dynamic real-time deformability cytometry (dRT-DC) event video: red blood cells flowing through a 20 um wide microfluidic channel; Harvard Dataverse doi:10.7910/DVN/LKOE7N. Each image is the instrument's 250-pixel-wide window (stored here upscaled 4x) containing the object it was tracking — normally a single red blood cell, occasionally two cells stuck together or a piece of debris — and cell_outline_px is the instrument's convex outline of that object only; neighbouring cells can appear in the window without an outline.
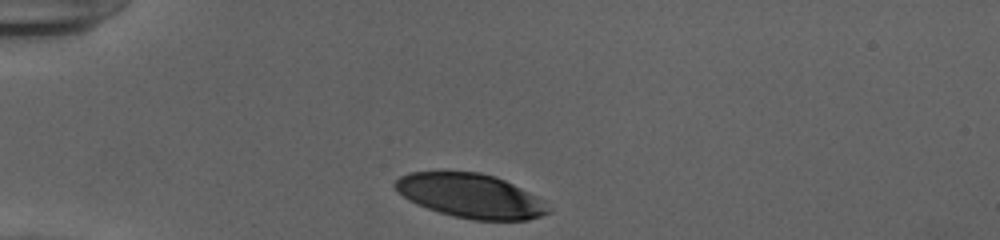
{"species": "human", "species_latin": "Homo sapiens", "temperature_condition": "cold", "stored_images_in_passage": 31, "camera_frame_rate_fps": 3000, "um_per_image_px": 0.085, "donor": {"sex": "female"}, "frame": {"image": 1, "passage_image": 1, "time_ms": 0.0, "image_size_px": [1000, 240], "cell_outline_px": [[552, 212], [528, 220], [472, 220], [440, 212], [428, 208], [408, 200], [392, 184], [400, 176], [408, 172], [480, 172], [496, 176], [544, 200]], "centroid_in_image_um": [40.02, 16.64], "position_along_channel_um": 45.0, "area_um2": 39.13}}
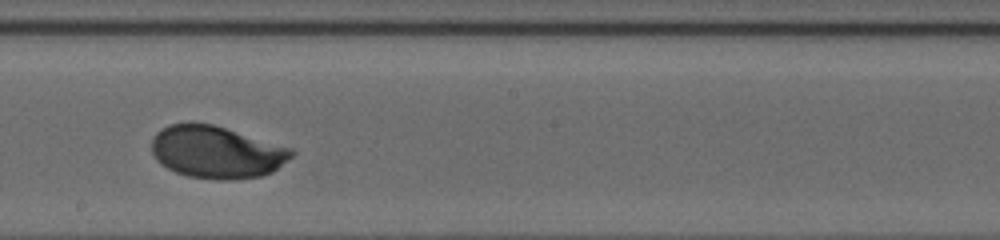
{"frame": {"image": 2, "passage_image": 18, "time_ms": 5.667, "image_size_px": [1000, 240], "cell_outline_px": [[296, 152], [292, 156], [272, 172], [260, 176], [228, 180], [216, 180], [188, 176], [176, 172], [160, 164], [156, 160], [152, 152], [152, 136], [156, 132], [168, 124], [188, 120], [192, 120], [212, 124], [292, 148]], "centroid_in_image_um": [18.35, 12.9], "position_along_channel_um": 229.9, "area_um2": 43.06}}
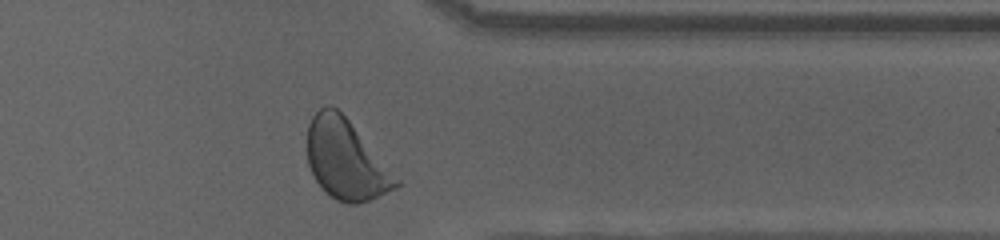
{"frame": {"image": 3, "passage_image": 30, "time_ms": 9.667, "image_size_px": [1000, 240], "cell_outline_px": [[400, 184], [396, 188], [368, 200], [356, 204], [348, 204], [336, 200], [320, 188], [308, 164], [308, 124], [312, 116], [320, 108], [328, 104], [336, 108], [348, 120], [400, 180]], "centroid_in_image_um": [29.37, 13.58], "position_along_channel_um": 382.0, "area_um2": 40.69}, "authors_computed_cell_mechanics": {"area_um2": 41.905, "velocity_mm_per_s": 3.9001, "shape_relaxation_time_tau1_ms": 2.2336, "shape_relaxation_time_tau2_ms": null, "deformation_change_tau1": 0.1338, "deformation_change_tau2": null}}